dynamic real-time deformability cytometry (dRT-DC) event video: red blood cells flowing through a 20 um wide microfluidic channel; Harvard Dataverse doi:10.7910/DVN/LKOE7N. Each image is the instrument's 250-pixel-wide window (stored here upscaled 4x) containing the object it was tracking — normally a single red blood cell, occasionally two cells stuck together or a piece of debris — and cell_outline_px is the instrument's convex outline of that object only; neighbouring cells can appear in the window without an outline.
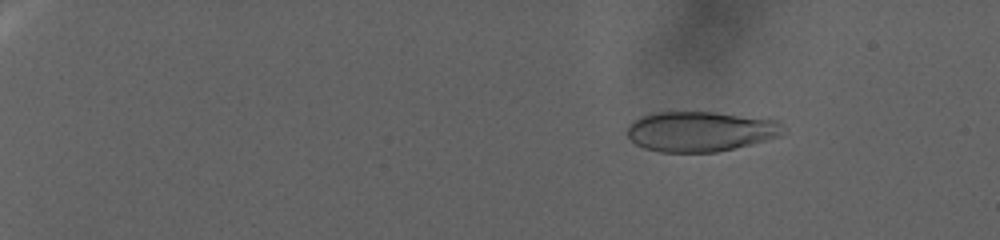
{"species": "human", "species_latin": "Homo sapiens", "temperature_condition": "warm", "stored_images_in_passage": 120, "camera_frame_rate_fps": 3000, "um_per_image_px": 0.085, "donor": {"sex": "female"}, "frame": {"image": 1, "passage_image": 13, "time_ms": 4.0, "image_size_px": [1000, 240], "cell_outline_px": [[788, 132], [784, 136], [752, 144], [716, 152], [660, 152], [644, 148], [636, 144], [624, 132], [628, 124], [640, 116], [656, 112], [716, 112], [776, 120], [784, 124], [788, 128]], "centroid_in_image_um": [59.59, 11.17], "position_along_channel_um": 25.4, "area_um2": 37.17}}
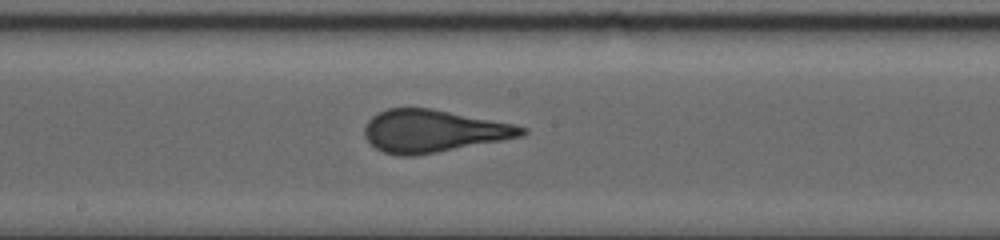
{"frame": {"image": 2, "passage_image": 72, "time_ms": 23.667, "image_size_px": [1000, 240], "cell_outline_px": [[528, 132], [524, 136], [436, 152], [412, 156], [400, 156], [384, 152], [376, 148], [364, 136], [364, 124], [376, 112], [388, 108], [432, 108], [516, 124], [528, 128]], "centroid_in_image_um": [36.83, 11.12], "position_along_channel_um": 211.4, "area_um2": 39.02}}
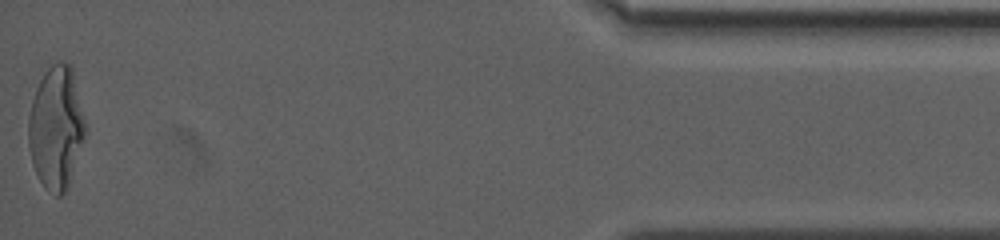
{"frame": {"image": 3, "passage_image": 120, "time_ms": 39.667, "image_size_px": [1000, 240], "cell_outline_px": [[84, 136], [68, 188], [60, 196], [56, 196], [44, 188], [32, 164], [28, 144], [28, 116], [32, 100], [36, 88], [44, 72], [56, 60], [60, 60], [68, 64], [72, 68], [84, 120]], "centroid_in_image_um": [4.73, 10.86], "position_along_channel_um": 430.5, "area_um2": 40.29}}